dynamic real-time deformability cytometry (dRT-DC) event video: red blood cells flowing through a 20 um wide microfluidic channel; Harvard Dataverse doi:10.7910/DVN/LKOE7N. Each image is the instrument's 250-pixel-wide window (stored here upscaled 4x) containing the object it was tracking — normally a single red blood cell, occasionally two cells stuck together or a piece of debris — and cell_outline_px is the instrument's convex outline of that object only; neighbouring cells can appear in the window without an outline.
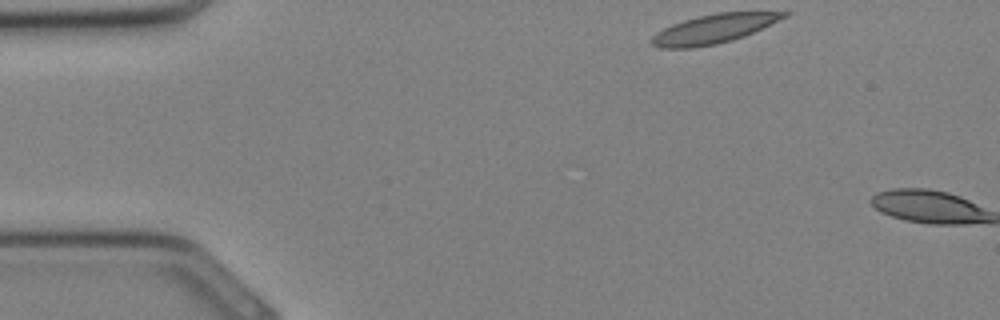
{"species": "Egyptian fruit bat (a non-hibernating species)", "species_latin": "Rousettus aegyptiacus", "temperature_condition": "cold", "stored_images_in_passage": 2, "camera_frame_rate_fps": 3000, "um_per_image_px": 0.085, "animal": {"sex": "female"}, "frame": {"image": 1, "passage_image": 1, "time_ms": 0.0, "image_size_px": [1000, 320], "cell_outline_px": [[792, 12], [788, 16], [744, 36], [732, 40], [716, 44], [692, 48], [660, 48], [652, 44], [648, 40], [656, 32], [672, 24], [684, 20], [716, 12]], "centroid_in_image_um": [60.63, 2.46], "position_along_channel_um": 24.4, "area_um2": 22.25}}